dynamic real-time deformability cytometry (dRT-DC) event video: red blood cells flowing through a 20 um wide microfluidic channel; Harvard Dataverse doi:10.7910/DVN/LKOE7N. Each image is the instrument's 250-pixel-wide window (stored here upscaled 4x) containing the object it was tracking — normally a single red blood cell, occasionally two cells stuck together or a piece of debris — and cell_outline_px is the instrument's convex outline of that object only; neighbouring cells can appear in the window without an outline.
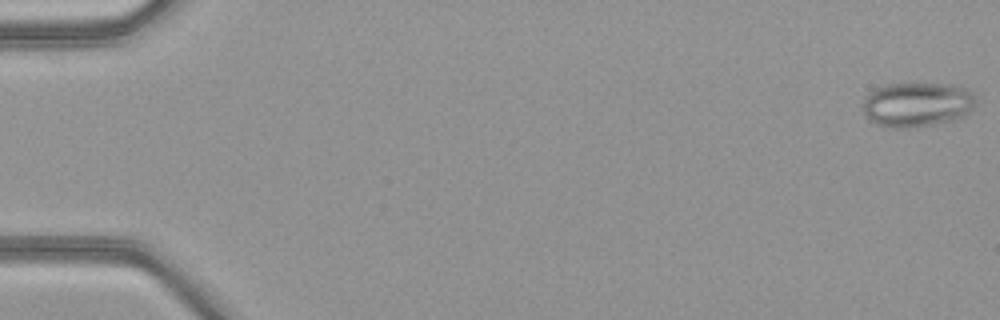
{"species": "common noctule bat (a hibernating species)", "species_latin": "Nyctalus noctula", "temperature_condition": "warm", "stored_images_in_passage": 51, "camera_frame_rate_fps": 3000, "um_per_image_px": 0.085, "animal": {"sex": "female", "body_mass_g": 21.9}, "frame": {"image": 1, "passage_image": 1, "time_ms": 0.0, "image_size_px": [1000, 320], "cell_outline_px": [[976, 104], [964, 116], [956, 120], [912, 128], [892, 128], [876, 124], [868, 120], [864, 116], [860, 108], [860, 104], [864, 96], [868, 92], [876, 88], [888, 84], [956, 84], [972, 92], [976, 100]], "centroid_in_image_um": [77.89, 8.89], "position_along_channel_um": 7.1, "area_um2": 30.06}}
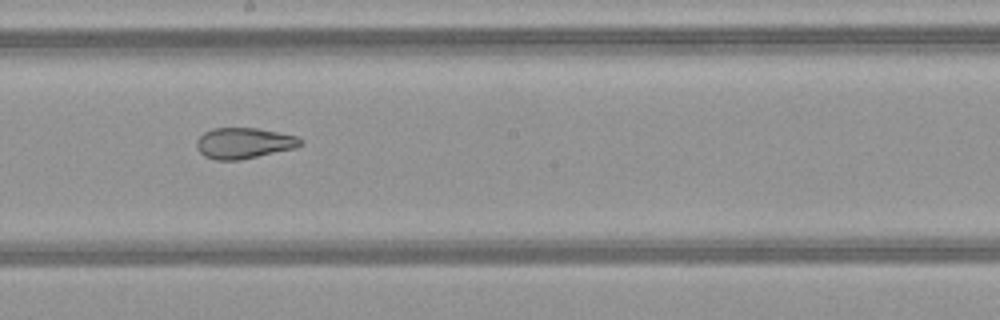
{"frame": {"image": 2, "passage_image": 29, "time_ms": 9.333, "image_size_px": [1000, 320], "cell_outline_px": [[304, 144], [296, 148], [240, 160], [216, 160], [204, 156], [196, 148], [196, 140], [204, 132], [212, 128], [256, 128], [296, 136], [304, 140]], "centroid_in_image_um": [20.73, 12.17], "position_along_channel_um": 227.5, "area_um2": 18.79}}
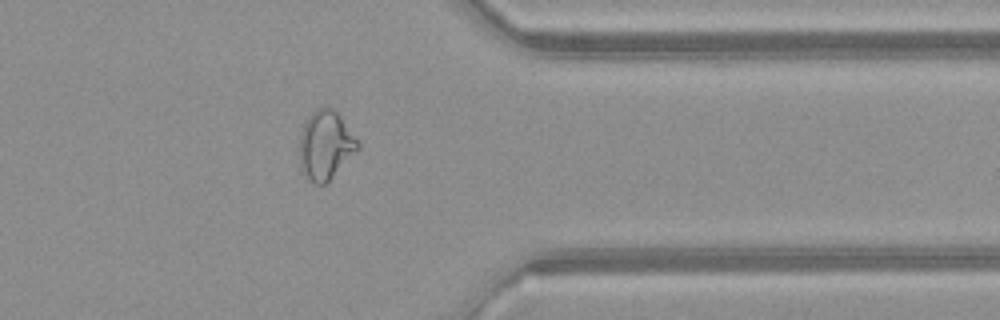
{"frame": {"image": 3, "passage_image": 41, "time_ms": 13.333, "image_size_px": [1000, 320], "cell_outline_px": [[360, 148], [324, 184], [316, 184], [308, 180], [300, 172], [300, 136], [304, 124], [308, 116], [316, 108], [332, 108], [340, 116], [360, 144]], "centroid_in_image_um": [27.64, 12.35], "position_along_channel_um": 383.8, "area_um2": 23.06}, "authors_computed_cell_mechanics": {"area_um2": 25.6632, "velocity_mm_per_s": 4.1433, "shape_relaxation_time_tau1_ms": null, "shape_relaxation_time_tau2_ms": 1.6051, "deformation_change_tau1": null, "deformation_change_tau2": 0.0946}}